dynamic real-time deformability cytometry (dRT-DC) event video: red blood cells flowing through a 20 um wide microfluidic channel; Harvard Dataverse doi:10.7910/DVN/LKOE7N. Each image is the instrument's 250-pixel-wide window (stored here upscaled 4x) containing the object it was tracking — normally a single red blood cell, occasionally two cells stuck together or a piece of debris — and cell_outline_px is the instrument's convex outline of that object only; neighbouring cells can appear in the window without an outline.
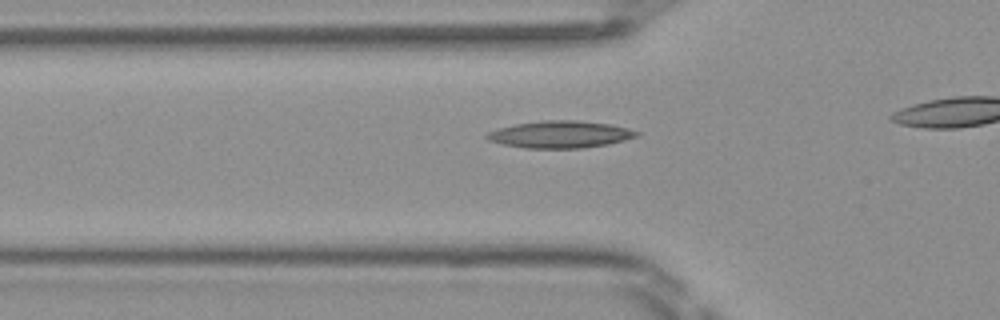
{"species": "Egyptian fruit bat (a non-hibernating species)", "species_latin": "Rousettus aegyptiacus", "temperature_condition": "room temperature", "stored_images_in_passage": 18, "camera_frame_rate_fps": 3000, "um_per_image_px": 0.085, "frame": {"image": 1, "passage_image": 13, "time_ms": 4.0, "image_size_px": [1000, 320], "cell_outline_px": [[640, 136], [608, 144], [584, 148], [524, 148], [504, 144], [488, 140], [484, 136], [488, 132], [500, 128], [516, 124], [544, 120], [576, 120], [612, 124], [628, 128], [640, 132]], "centroid_in_image_um": [47.66, 11.42], "position_along_channel_um": 78.1, "area_um2": 23.64}}
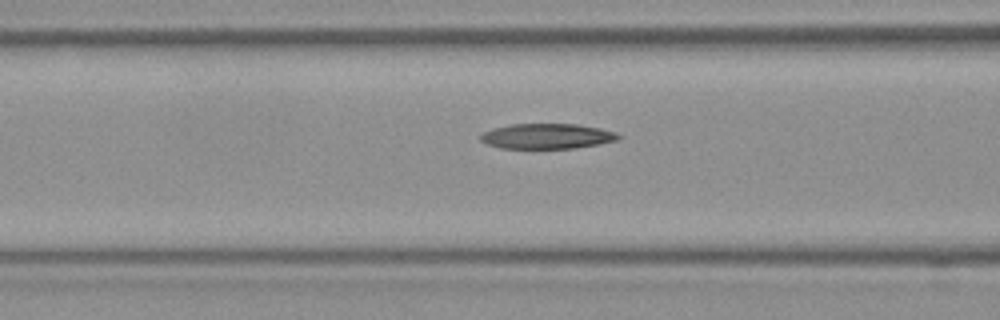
{"frame": {"image": 2, "passage_image": 16, "time_ms": 5.0, "image_size_px": [1000, 320], "cell_outline_px": [[624, 136], [620, 140], [600, 144], [576, 148], [500, 148], [488, 144], [480, 140], [476, 136], [480, 132], [492, 128], [512, 124], [576, 124], [600, 128], [616, 132]], "centroid_in_image_um": [46.5, 11.57], "position_along_channel_um": 120.1, "area_um2": 20.63}}